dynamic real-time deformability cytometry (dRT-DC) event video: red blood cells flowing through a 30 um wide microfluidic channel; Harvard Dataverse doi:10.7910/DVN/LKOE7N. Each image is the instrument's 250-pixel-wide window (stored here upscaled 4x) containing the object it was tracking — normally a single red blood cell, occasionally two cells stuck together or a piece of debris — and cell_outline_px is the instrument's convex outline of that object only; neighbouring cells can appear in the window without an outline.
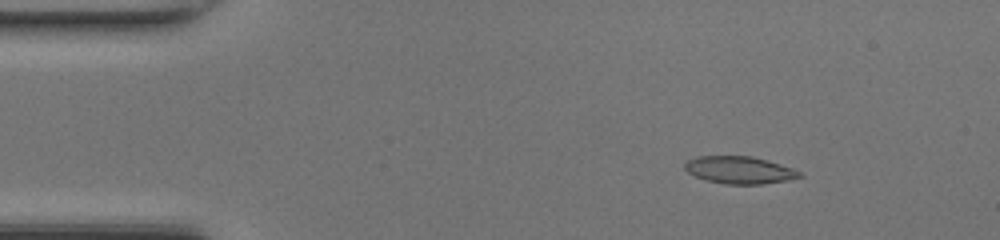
{"species": "common noctule bat (a hibernating species)", "species_latin": "Nyctalus noctula", "temperature_condition": "room temperature", "stored_images_in_passage": 42, "camera_frame_rate_fps": 3000, "um_per_image_px": 0.085, "animal": {"sex": "female", "body_mass_g": 17.0, "forearm_length_mm": 48.0}, "frame": {"image": 1, "passage_image": 1, "time_ms": 0.0, "image_size_px": [1000, 240], "cell_outline_px": [[804, 176], [788, 180], [764, 184], [724, 184], [708, 180], [696, 176], [688, 172], [684, 168], [684, 164], [688, 160], [696, 156], [752, 156], [768, 160], [792, 168], [800, 172]], "centroid_in_image_um": [62.87, 14.45], "position_along_channel_um": 22.1, "area_um2": 18.26}}
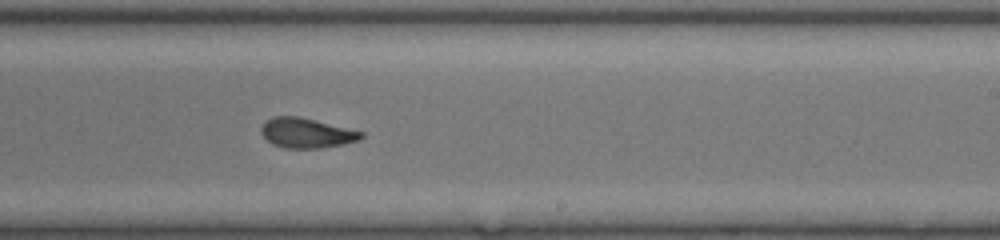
{"frame": {"image": 2, "passage_image": 23, "time_ms": 7.333, "image_size_px": [1000, 240], "cell_outline_px": [[364, 136], [360, 140], [320, 148], [284, 148], [272, 144], [260, 132], [260, 128], [264, 120], [272, 116], [300, 116], [364, 132]], "centroid_in_image_um": [26.02, 11.29], "position_along_channel_um": 263.0, "area_um2": 17.51}}
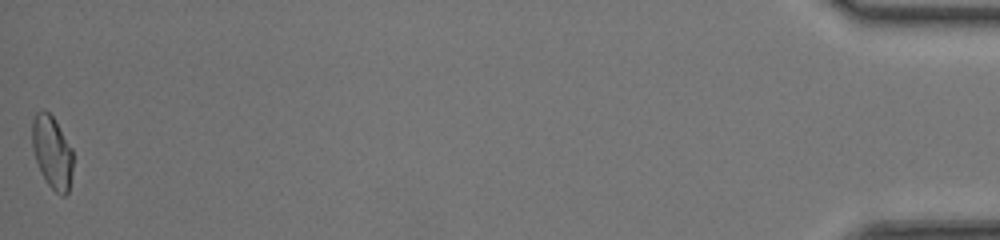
{"frame": {"image": 3, "passage_image": 42, "time_ms": 13.667, "image_size_px": [1000, 240], "cell_outline_px": [[72, 172], [68, 192], [64, 196], [60, 196], [48, 184], [36, 160], [32, 148], [32, 120], [36, 112], [44, 108], [52, 116], [72, 148]], "centroid_in_image_um": [4.42, 12.91], "position_along_channel_um": 430.8, "area_um2": 17.11}, "authors_computed_cell_mechanics": {"area_um2": 17.4845, "velocity_mm_per_s": 4.3438, "shape_relaxation_time_tau1_ms": 4.3321, "shape_relaxation_time_tau2_ms": 1.9766, "deformation_change_tau1": 0.163, "deformation_change_tau2": 0.0892}}